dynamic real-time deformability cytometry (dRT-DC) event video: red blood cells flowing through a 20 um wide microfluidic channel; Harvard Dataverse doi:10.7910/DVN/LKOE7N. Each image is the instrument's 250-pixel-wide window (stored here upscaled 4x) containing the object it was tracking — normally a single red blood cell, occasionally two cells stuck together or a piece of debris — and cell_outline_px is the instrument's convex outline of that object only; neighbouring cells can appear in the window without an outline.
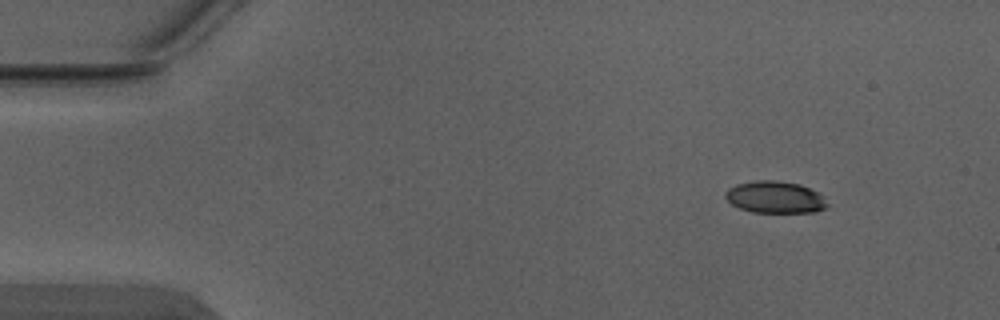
{"species": "Egyptian fruit bat (a non-hibernating species)", "species_latin": "Rousettus aegyptiacus", "temperature_condition": "warm", "stored_images_in_passage": 5, "camera_frame_rate_fps": 3000, "um_per_image_px": 0.085, "animal": {"sex": "male"}, "frame": {"image": 1, "passage_image": 1, "time_ms": 0.0, "image_size_px": [1000, 320], "cell_outline_px": [[828, 204], [824, 208], [812, 212], [752, 212], [740, 208], [732, 204], [724, 196], [724, 192], [728, 188], [736, 184], [756, 180], [776, 180], [800, 184], [816, 192]], "centroid_in_image_um": [65.81, 16.75], "position_along_channel_um": 19.2, "area_um2": 18.73}}
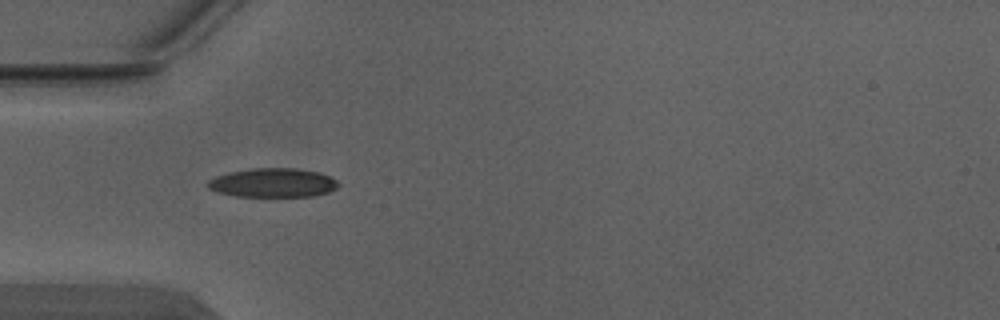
{"frame": {"image": 2, "passage_image": 4, "time_ms": 1.0, "image_size_px": [1000, 320], "cell_outline_px": [[340, 184], [336, 188], [328, 192], [312, 196], [236, 196], [216, 192], [208, 188], [208, 180], [216, 176], [228, 172], [248, 168], [296, 168], [320, 172], [336, 180]], "centroid_in_image_um": [23.18, 15.52], "position_along_channel_um": 61.8, "area_um2": 22.14}}
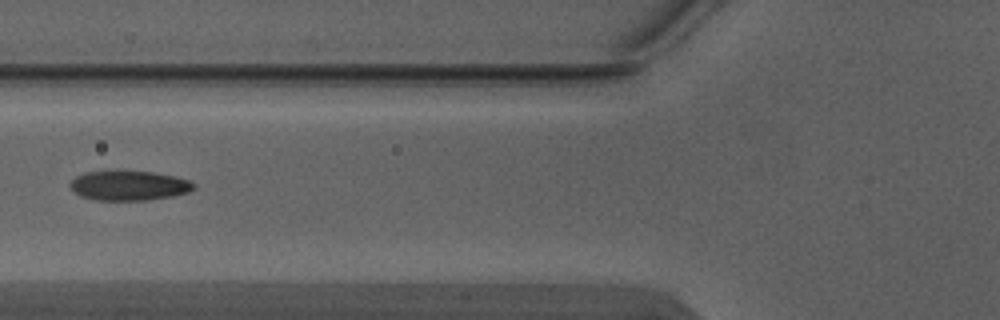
{"frame": {"image": 3, "passage_image": 5, "time_ms": 1.333, "image_size_px": [1000, 320], "cell_outline_px": [[196, 188], [188, 192], [172, 196], [148, 200], [96, 200], [80, 196], [68, 184], [76, 176], [84, 172], [112, 168], [116, 168], [152, 172], [176, 176], [188, 180], [196, 184]], "centroid_in_image_um": [10.94, 15.73], "position_along_channel_um": 114.9, "area_um2": 22.2}}